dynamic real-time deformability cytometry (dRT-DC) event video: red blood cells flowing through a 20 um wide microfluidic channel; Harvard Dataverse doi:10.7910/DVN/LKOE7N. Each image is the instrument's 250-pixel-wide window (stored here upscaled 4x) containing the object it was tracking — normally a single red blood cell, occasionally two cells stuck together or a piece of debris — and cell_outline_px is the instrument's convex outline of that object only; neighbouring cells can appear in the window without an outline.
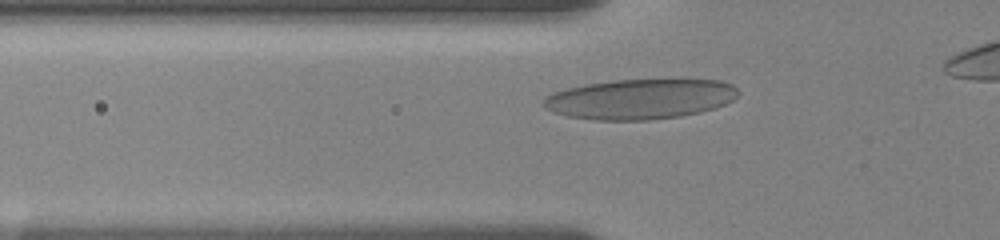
{"species": "human", "species_latin": "Homo sapiens", "temperature_condition": "room temperature", "stored_images_in_passage": 8, "segment_of_instrument_passage": [1, 2], "camera_frame_rate_fps": 3000, "um_per_image_px": 0.085, "donor": {"sex": "female"}, "frame": {"image": 1, "passage_image": 4, "time_ms": 1.667, "image_size_px": [1000, 240], "cell_outline_px": [[740, 92], [732, 100], [716, 108], [700, 112], [680, 116], [648, 120], [596, 120], [568, 116], [552, 112], [544, 108], [540, 104], [552, 92], [584, 84], [612, 80], [720, 80], [732, 84]], "centroid_in_image_um": [54.39, 8.42], "position_along_channel_um": 71.4, "area_um2": 45.55}}